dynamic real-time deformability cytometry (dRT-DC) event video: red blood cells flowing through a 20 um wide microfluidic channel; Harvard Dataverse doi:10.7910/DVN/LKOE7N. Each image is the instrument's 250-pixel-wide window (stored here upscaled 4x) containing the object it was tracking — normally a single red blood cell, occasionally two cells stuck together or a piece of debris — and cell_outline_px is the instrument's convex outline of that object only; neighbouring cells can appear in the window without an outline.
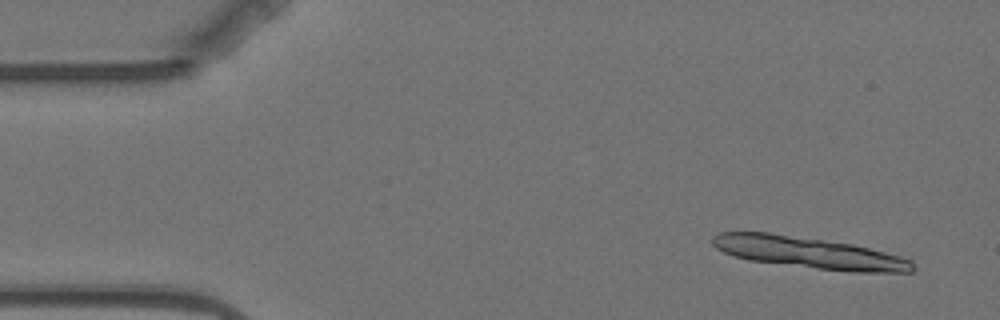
{"species": "Egyptian fruit bat (a non-hibernating species)", "species_latin": "Rousettus aegyptiacus", "temperature_condition": "warm", "stored_images_in_passage": 4, "camera_frame_rate_fps": 3000, "um_per_image_px": 0.085, "animal": {"sex": "female"}, "frame": {"image": 1, "passage_image": 1, "time_ms": 0.0, "image_size_px": [1000, 320], "cell_outline_px": [[916, 268], [912, 272], [852, 272], [816, 268], [748, 260], [732, 256], [716, 248], [712, 244], [712, 236], [720, 232], [768, 232], [852, 244], [900, 256], [912, 260]], "centroid_in_image_um": [68.75, 21.48], "position_along_channel_um": 16.2, "area_um2": 36.59}}